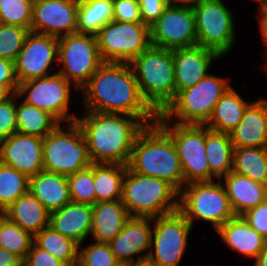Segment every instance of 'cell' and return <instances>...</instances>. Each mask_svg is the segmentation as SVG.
Wrapping results in <instances>:
<instances>
[{
	"mask_svg": "<svg viewBox=\"0 0 267 266\" xmlns=\"http://www.w3.org/2000/svg\"><path fill=\"white\" fill-rule=\"evenodd\" d=\"M254 2L258 3V9H260L266 2L267 0H253Z\"/></svg>",
	"mask_w": 267,
	"mask_h": 266,
	"instance_id": "obj_53",
	"label": "cell"
},
{
	"mask_svg": "<svg viewBox=\"0 0 267 266\" xmlns=\"http://www.w3.org/2000/svg\"><path fill=\"white\" fill-rule=\"evenodd\" d=\"M254 266H267V240L264 244V248L258 257L254 261Z\"/></svg>",
	"mask_w": 267,
	"mask_h": 266,
	"instance_id": "obj_51",
	"label": "cell"
},
{
	"mask_svg": "<svg viewBox=\"0 0 267 266\" xmlns=\"http://www.w3.org/2000/svg\"><path fill=\"white\" fill-rule=\"evenodd\" d=\"M201 1L202 0H167V3L171 6L195 7Z\"/></svg>",
	"mask_w": 267,
	"mask_h": 266,
	"instance_id": "obj_50",
	"label": "cell"
},
{
	"mask_svg": "<svg viewBox=\"0 0 267 266\" xmlns=\"http://www.w3.org/2000/svg\"><path fill=\"white\" fill-rule=\"evenodd\" d=\"M29 191L49 212L71 202L66 175L43 170L29 178Z\"/></svg>",
	"mask_w": 267,
	"mask_h": 266,
	"instance_id": "obj_26",
	"label": "cell"
},
{
	"mask_svg": "<svg viewBox=\"0 0 267 266\" xmlns=\"http://www.w3.org/2000/svg\"><path fill=\"white\" fill-rule=\"evenodd\" d=\"M117 262L108 243H91L84 247L79 245L77 266H113Z\"/></svg>",
	"mask_w": 267,
	"mask_h": 266,
	"instance_id": "obj_40",
	"label": "cell"
},
{
	"mask_svg": "<svg viewBox=\"0 0 267 266\" xmlns=\"http://www.w3.org/2000/svg\"><path fill=\"white\" fill-rule=\"evenodd\" d=\"M193 10L198 46L211 49L221 57L231 52L236 42L233 11L222 0H202Z\"/></svg>",
	"mask_w": 267,
	"mask_h": 266,
	"instance_id": "obj_13",
	"label": "cell"
},
{
	"mask_svg": "<svg viewBox=\"0 0 267 266\" xmlns=\"http://www.w3.org/2000/svg\"><path fill=\"white\" fill-rule=\"evenodd\" d=\"M126 169L127 165L124 164L94 163L96 203L121 199Z\"/></svg>",
	"mask_w": 267,
	"mask_h": 266,
	"instance_id": "obj_33",
	"label": "cell"
},
{
	"mask_svg": "<svg viewBox=\"0 0 267 266\" xmlns=\"http://www.w3.org/2000/svg\"><path fill=\"white\" fill-rule=\"evenodd\" d=\"M156 123L172 138L184 175V185L209 181V163L205 150V125H181L158 114Z\"/></svg>",
	"mask_w": 267,
	"mask_h": 266,
	"instance_id": "obj_10",
	"label": "cell"
},
{
	"mask_svg": "<svg viewBox=\"0 0 267 266\" xmlns=\"http://www.w3.org/2000/svg\"><path fill=\"white\" fill-rule=\"evenodd\" d=\"M242 217L265 240H267V200L248 210Z\"/></svg>",
	"mask_w": 267,
	"mask_h": 266,
	"instance_id": "obj_44",
	"label": "cell"
},
{
	"mask_svg": "<svg viewBox=\"0 0 267 266\" xmlns=\"http://www.w3.org/2000/svg\"><path fill=\"white\" fill-rule=\"evenodd\" d=\"M33 240L34 236L0 213V248L13 252L24 260Z\"/></svg>",
	"mask_w": 267,
	"mask_h": 266,
	"instance_id": "obj_36",
	"label": "cell"
},
{
	"mask_svg": "<svg viewBox=\"0 0 267 266\" xmlns=\"http://www.w3.org/2000/svg\"><path fill=\"white\" fill-rule=\"evenodd\" d=\"M113 21V0H78L77 33L96 35Z\"/></svg>",
	"mask_w": 267,
	"mask_h": 266,
	"instance_id": "obj_32",
	"label": "cell"
},
{
	"mask_svg": "<svg viewBox=\"0 0 267 266\" xmlns=\"http://www.w3.org/2000/svg\"><path fill=\"white\" fill-rule=\"evenodd\" d=\"M29 32L27 28L18 25L2 24L0 26V58L15 62Z\"/></svg>",
	"mask_w": 267,
	"mask_h": 266,
	"instance_id": "obj_39",
	"label": "cell"
},
{
	"mask_svg": "<svg viewBox=\"0 0 267 266\" xmlns=\"http://www.w3.org/2000/svg\"><path fill=\"white\" fill-rule=\"evenodd\" d=\"M216 232L228 248L246 258L256 259L266 242L242 216H234Z\"/></svg>",
	"mask_w": 267,
	"mask_h": 266,
	"instance_id": "obj_24",
	"label": "cell"
},
{
	"mask_svg": "<svg viewBox=\"0 0 267 266\" xmlns=\"http://www.w3.org/2000/svg\"><path fill=\"white\" fill-rule=\"evenodd\" d=\"M135 263L132 262H121L117 261L113 266H134Z\"/></svg>",
	"mask_w": 267,
	"mask_h": 266,
	"instance_id": "obj_52",
	"label": "cell"
},
{
	"mask_svg": "<svg viewBox=\"0 0 267 266\" xmlns=\"http://www.w3.org/2000/svg\"><path fill=\"white\" fill-rule=\"evenodd\" d=\"M16 94L17 132L23 135L44 138L54 130L60 122L45 110L30 105ZM20 103V104H19ZM19 104V105H18Z\"/></svg>",
	"mask_w": 267,
	"mask_h": 266,
	"instance_id": "obj_30",
	"label": "cell"
},
{
	"mask_svg": "<svg viewBox=\"0 0 267 266\" xmlns=\"http://www.w3.org/2000/svg\"><path fill=\"white\" fill-rule=\"evenodd\" d=\"M103 62L130 63L151 44L150 27L143 22L107 23L96 34Z\"/></svg>",
	"mask_w": 267,
	"mask_h": 266,
	"instance_id": "obj_11",
	"label": "cell"
},
{
	"mask_svg": "<svg viewBox=\"0 0 267 266\" xmlns=\"http://www.w3.org/2000/svg\"><path fill=\"white\" fill-rule=\"evenodd\" d=\"M92 215V205L69 202L49 213V227L83 245L92 232Z\"/></svg>",
	"mask_w": 267,
	"mask_h": 266,
	"instance_id": "obj_21",
	"label": "cell"
},
{
	"mask_svg": "<svg viewBox=\"0 0 267 266\" xmlns=\"http://www.w3.org/2000/svg\"><path fill=\"white\" fill-rule=\"evenodd\" d=\"M220 58L217 52L198 45L173 50L176 95L207 76L212 62Z\"/></svg>",
	"mask_w": 267,
	"mask_h": 266,
	"instance_id": "obj_20",
	"label": "cell"
},
{
	"mask_svg": "<svg viewBox=\"0 0 267 266\" xmlns=\"http://www.w3.org/2000/svg\"><path fill=\"white\" fill-rule=\"evenodd\" d=\"M71 202L94 205V163L81 171L67 176Z\"/></svg>",
	"mask_w": 267,
	"mask_h": 266,
	"instance_id": "obj_37",
	"label": "cell"
},
{
	"mask_svg": "<svg viewBox=\"0 0 267 266\" xmlns=\"http://www.w3.org/2000/svg\"><path fill=\"white\" fill-rule=\"evenodd\" d=\"M34 0H0V17L3 24L18 25L31 31Z\"/></svg>",
	"mask_w": 267,
	"mask_h": 266,
	"instance_id": "obj_38",
	"label": "cell"
},
{
	"mask_svg": "<svg viewBox=\"0 0 267 266\" xmlns=\"http://www.w3.org/2000/svg\"><path fill=\"white\" fill-rule=\"evenodd\" d=\"M130 217L157 218L179 208V191L169 182L132 172L128 167L121 199Z\"/></svg>",
	"mask_w": 267,
	"mask_h": 266,
	"instance_id": "obj_5",
	"label": "cell"
},
{
	"mask_svg": "<svg viewBox=\"0 0 267 266\" xmlns=\"http://www.w3.org/2000/svg\"><path fill=\"white\" fill-rule=\"evenodd\" d=\"M205 150L209 181L221 180L232 171L234 146L228 133L211 130L205 125Z\"/></svg>",
	"mask_w": 267,
	"mask_h": 266,
	"instance_id": "obj_28",
	"label": "cell"
},
{
	"mask_svg": "<svg viewBox=\"0 0 267 266\" xmlns=\"http://www.w3.org/2000/svg\"><path fill=\"white\" fill-rule=\"evenodd\" d=\"M221 181H224V187L235 216H242L248 210L267 200V185L257 183L249 177L231 171Z\"/></svg>",
	"mask_w": 267,
	"mask_h": 266,
	"instance_id": "obj_23",
	"label": "cell"
},
{
	"mask_svg": "<svg viewBox=\"0 0 267 266\" xmlns=\"http://www.w3.org/2000/svg\"><path fill=\"white\" fill-rule=\"evenodd\" d=\"M0 83H18L13 61L0 58Z\"/></svg>",
	"mask_w": 267,
	"mask_h": 266,
	"instance_id": "obj_46",
	"label": "cell"
},
{
	"mask_svg": "<svg viewBox=\"0 0 267 266\" xmlns=\"http://www.w3.org/2000/svg\"><path fill=\"white\" fill-rule=\"evenodd\" d=\"M23 260L13 252L0 248V266H22Z\"/></svg>",
	"mask_w": 267,
	"mask_h": 266,
	"instance_id": "obj_47",
	"label": "cell"
},
{
	"mask_svg": "<svg viewBox=\"0 0 267 266\" xmlns=\"http://www.w3.org/2000/svg\"><path fill=\"white\" fill-rule=\"evenodd\" d=\"M18 83H0V103L17 93Z\"/></svg>",
	"mask_w": 267,
	"mask_h": 266,
	"instance_id": "obj_48",
	"label": "cell"
},
{
	"mask_svg": "<svg viewBox=\"0 0 267 266\" xmlns=\"http://www.w3.org/2000/svg\"><path fill=\"white\" fill-rule=\"evenodd\" d=\"M49 211L28 191L1 214L12 223L35 236L49 226Z\"/></svg>",
	"mask_w": 267,
	"mask_h": 266,
	"instance_id": "obj_27",
	"label": "cell"
},
{
	"mask_svg": "<svg viewBox=\"0 0 267 266\" xmlns=\"http://www.w3.org/2000/svg\"><path fill=\"white\" fill-rule=\"evenodd\" d=\"M17 132L16 94L0 103V141Z\"/></svg>",
	"mask_w": 267,
	"mask_h": 266,
	"instance_id": "obj_41",
	"label": "cell"
},
{
	"mask_svg": "<svg viewBox=\"0 0 267 266\" xmlns=\"http://www.w3.org/2000/svg\"><path fill=\"white\" fill-rule=\"evenodd\" d=\"M251 103L231 86L215 104L214 111L206 126L214 131L230 133L243 118L244 111Z\"/></svg>",
	"mask_w": 267,
	"mask_h": 266,
	"instance_id": "obj_29",
	"label": "cell"
},
{
	"mask_svg": "<svg viewBox=\"0 0 267 266\" xmlns=\"http://www.w3.org/2000/svg\"><path fill=\"white\" fill-rule=\"evenodd\" d=\"M113 20L119 22H142L138 0H113Z\"/></svg>",
	"mask_w": 267,
	"mask_h": 266,
	"instance_id": "obj_42",
	"label": "cell"
},
{
	"mask_svg": "<svg viewBox=\"0 0 267 266\" xmlns=\"http://www.w3.org/2000/svg\"><path fill=\"white\" fill-rule=\"evenodd\" d=\"M178 210L192 226L195 220H203L214 231L235 216L221 180L185 184L179 191Z\"/></svg>",
	"mask_w": 267,
	"mask_h": 266,
	"instance_id": "obj_8",
	"label": "cell"
},
{
	"mask_svg": "<svg viewBox=\"0 0 267 266\" xmlns=\"http://www.w3.org/2000/svg\"><path fill=\"white\" fill-rule=\"evenodd\" d=\"M129 64L141 96L161 114L176 97L173 50L151 45Z\"/></svg>",
	"mask_w": 267,
	"mask_h": 266,
	"instance_id": "obj_4",
	"label": "cell"
},
{
	"mask_svg": "<svg viewBox=\"0 0 267 266\" xmlns=\"http://www.w3.org/2000/svg\"><path fill=\"white\" fill-rule=\"evenodd\" d=\"M33 242L67 266L78 265L79 244L47 226L34 236Z\"/></svg>",
	"mask_w": 267,
	"mask_h": 266,
	"instance_id": "obj_34",
	"label": "cell"
},
{
	"mask_svg": "<svg viewBox=\"0 0 267 266\" xmlns=\"http://www.w3.org/2000/svg\"><path fill=\"white\" fill-rule=\"evenodd\" d=\"M78 0H34L31 31L60 38L77 33Z\"/></svg>",
	"mask_w": 267,
	"mask_h": 266,
	"instance_id": "obj_17",
	"label": "cell"
},
{
	"mask_svg": "<svg viewBox=\"0 0 267 266\" xmlns=\"http://www.w3.org/2000/svg\"><path fill=\"white\" fill-rule=\"evenodd\" d=\"M92 232L94 242L109 243L115 239L125 222L130 218L128 211L120 199L101 201L92 205Z\"/></svg>",
	"mask_w": 267,
	"mask_h": 266,
	"instance_id": "obj_25",
	"label": "cell"
},
{
	"mask_svg": "<svg viewBox=\"0 0 267 266\" xmlns=\"http://www.w3.org/2000/svg\"><path fill=\"white\" fill-rule=\"evenodd\" d=\"M258 24L262 35L263 44L266 47L265 53L267 58V17L258 9Z\"/></svg>",
	"mask_w": 267,
	"mask_h": 266,
	"instance_id": "obj_49",
	"label": "cell"
},
{
	"mask_svg": "<svg viewBox=\"0 0 267 266\" xmlns=\"http://www.w3.org/2000/svg\"><path fill=\"white\" fill-rule=\"evenodd\" d=\"M142 22L149 27L164 13L167 0H138Z\"/></svg>",
	"mask_w": 267,
	"mask_h": 266,
	"instance_id": "obj_45",
	"label": "cell"
},
{
	"mask_svg": "<svg viewBox=\"0 0 267 266\" xmlns=\"http://www.w3.org/2000/svg\"><path fill=\"white\" fill-rule=\"evenodd\" d=\"M57 63L61 68L56 72L80 91L104 63L96 35L73 33L58 38Z\"/></svg>",
	"mask_w": 267,
	"mask_h": 266,
	"instance_id": "obj_9",
	"label": "cell"
},
{
	"mask_svg": "<svg viewBox=\"0 0 267 266\" xmlns=\"http://www.w3.org/2000/svg\"><path fill=\"white\" fill-rule=\"evenodd\" d=\"M151 44L168 50L198 45L193 7L168 5L150 26Z\"/></svg>",
	"mask_w": 267,
	"mask_h": 266,
	"instance_id": "obj_15",
	"label": "cell"
},
{
	"mask_svg": "<svg viewBox=\"0 0 267 266\" xmlns=\"http://www.w3.org/2000/svg\"><path fill=\"white\" fill-rule=\"evenodd\" d=\"M75 122L95 164L127 165L135 138L145 127L136 117L122 113L84 111Z\"/></svg>",
	"mask_w": 267,
	"mask_h": 266,
	"instance_id": "obj_2",
	"label": "cell"
},
{
	"mask_svg": "<svg viewBox=\"0 0 267 266\" xmlns=\"http://www.w3.org/2000/svg\"><path fill=\"white\" fill-rule=\"evenodd\" d=\"M259 10L267 17V2Z\"/></svg>",
	"mask_w": 267,
	"mask_h": 266,
	"instance_id": "obj_54",
	"label": "cell"
},
{
	"mask_svg": "<svg viewBox=\"0 0 267 266\" xmlns=\"http://www.w3.org/2000/svg\"><path fill=\"white\" fill-rule=\"evenodd\" d=\"M43 138L18 132L0 141V162L28 178L43 171Z\"/></svg>",
	"mask_w": 267,
	"mask_h": 266,
	"instance_id": "obj_18",
	"label": "cell"
},
{
	"mask_svg": "<svg viewBox=\"0 0 267 266\" xmlns=\"http://www.w3.org/2000/svg\"><path fill=\"white\" fill-rule=\"evenodd\" d=\"M152 226V218L130 217L119 235L108 243L116 260L135 264L146 262L151 248Z\"/></svg>",
	"mask_w": 267,
	"mask_h": 266,
	"instance_id": "obj_19",
	"label": "cell"
},
{
	"mask_svg": "<svg viewBox=\"0 0 267 266\" xmlns=\"http://www.w3.org/2000/svg\"><path fill=\"white\" fill-rule=\"evenodd\" d=\"M232 171L267 185V147H234Z\"/></svg>",
	"mask_w": 267,
	"mask_h": 266,
	"instance_id": "obj_31",
	"label": "cell"
},
{
	"mask_svg": "<svg viewBox=\"0 0 267 266\" xmlns=\"http://www.w3.org/2000/svg\"><path fill=\"white\" fill-rule=\"evenodd\" d=\"M29 191V178L0 162V213Z\"/></svg>",
	"mask_w": 267,
	"mask_h": 266,
	"instance_id": "obj_35",
	"label": "cell"
},
{
	"mask_svg": "<svg viewBox=\"0 0 267 266\" xmlns=\"http://www.w3.org/2000/svg\"><path fill=\"white\" fill-rule=\"evenodd\" d=\"M57 54L58 38L30 31L14 62L18 84L54 74L51 68L54 61L57 64Z\"/></svg>",
	"mask_w": 267,
	"mask_h": 266,
	"instance_id": "obj_16",
	"label": "cell"
},
{
	"mask_svg": "<svg viewBox=\"0 0 267 266\" xmlns=\"http://www.w3.org/2000/svg\"><path fill=\"white\" fill-rule=\"evenodd\" d=\"M65 126V127H64ZM43 170L70 175L93 163L83 133L76 122L61 123L43 138Z\"/></svg>",
	"mask_w": 267,
	"mask_h": 266,
	"instance_id": "obj_7",
	"label": "cell"
},
{
	"mask_svg": "<svg viewBox=\"0 0 267 266\" xmlns=\"http://www.w3.org/2000/svg\"><path fill=\"white\" fill-rule=\"evenodd\" d=\"M80 92L84 111L129 114L144 126L157 120L158 114L140 94L129 63L104 62Z\"/></svg>",
	"mask_w": 267,
	"mask_h": 266,
	"instance_id": "obj_1",
	"label": "cell"
},
{
	"mask_svg": "<svg viewBox=\"0 0 267 266\" xmlns=\"http://www.w3.org/2000/svg\"><path fill=\"white\" fill-rule=\"evenodd\" d=\"M134 266H151V265L147 262H143V263L135 264Z\"/></svg>",
	"mask_w": 267,
	"mask_h": 266,
	"instance_id": "obj_55",
	"label": "cell"
},
{
	"mask_svg": "<svg viewBox=\"0 0 267 266\" xmlns=\"http://www.w3.org/2000/svg\"><path fill=\"white\" fill-rule=\"evenodd\" d=\"M24 266H67L49 252L39 248L34 242L23 260Z\"/></svg>",
	"mask_w": 267,
	"mask_h": 266,
	"instance_id": "obj_43",
	"label": "cell"
},
{
	"mask_svg": "<svg viewBox=\"0 0 267 266\" xmlns=\"http://www.w3.org/2000/svg\"><path fill=\"white\" fill-rule=\"evenodd\" d=\"M229 135L234 147H267V99L251 102Z\"/></svg>",
	"mask_w": 267,
	"mask_h": 266,
	"instance_id": "obj_22",
	"label": "cell"
},
{
	"mask_svg": "<svg viewBox=\"0 0 267 266\" xmlns=\"http://www.w3.org/2000/svg\"><path fill=\"white\" fill-rule=\"evenodd\" d=\"M71 87H76L64 76L54 71L46 77L24 81L18 84L17 95L24 102L45 110L61 124L75 122L77 116L69 113Z\"/></svg>",
	"mask_w": 267,
	"mask_h": 266,
	"instance_id": "obj_14",
	"label": "cell"
},
{
	"mask_svg": "<svg viewBox=\"0 0 267 266\" xmlns=\"http://www.w3.org/2000/svg\"><path fill=\"white\" fill-rule=\"evenodd\" d=\"M192 228L179 210L154 218L151 248L146 262L151 266H179Z\"/></svg>",
	"mask_w": 267,
	"mask_h": 266,
	"instance_id": "obj_12",
	"label": "cell"
},
{
	"mask_svg": "<svg viewBox=\"0 0 267 266\" xmlns=\"http://www.w3.org/2000/svg\"><path fill=\"white\" fill-rule=\"evenodd\" d=\"M127 167L134 173L165 180L178 191L184 186L176 146L156 122L138 133Z\"/></svg>",
	"mask_w": 267,
	"mask_h": 266,
	"instance_id": "obj_3",
	"label": "cell"
},
{
	"mask_svg": "<svg viewBox=\"0 0 267 266\" xmlns=\"http://www.w3.org/2000/svg\"><path fill=\"white\" fill-rule=\"evenodd\" d=\"M230 87L229 78L208 74L193 87L180 91L161 115L181 125H206L215 104Z\"/></svg>",
	"mask_w": 267,
	"mask_h": 266,
	"instance_id": "obj_6",
	"label": "cell"
}]
</instances>
